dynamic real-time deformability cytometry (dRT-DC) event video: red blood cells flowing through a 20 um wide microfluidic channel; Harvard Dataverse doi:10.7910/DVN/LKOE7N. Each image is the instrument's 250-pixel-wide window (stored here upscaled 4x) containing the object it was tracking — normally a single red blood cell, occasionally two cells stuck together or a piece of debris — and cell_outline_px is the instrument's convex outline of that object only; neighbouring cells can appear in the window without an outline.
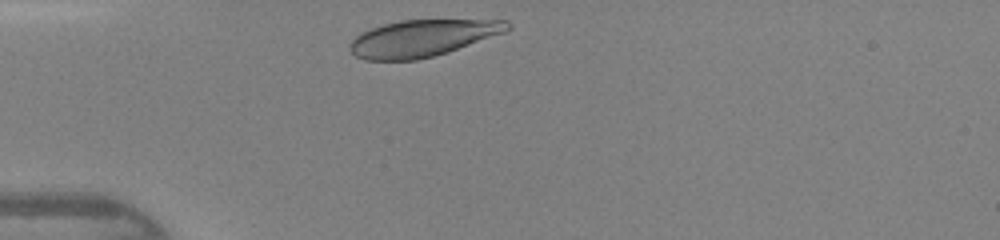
{"species": "human", "species_latin": "Homo sapiens", "temperature_condition": "warm", "stored_images_in_passage": 27, "camera_frame_rate_fps": 3000, "um_per_image_px": 0.085, "donor": {"sex": "female"}, "frame": {"image": 1, "passage_image": 1, "time_ms": 0.0, "image_size_px": [1000, 240], "cell_outline_px": [[512, 28], [504, 32], [448, 52], [416, 60], [364, 60], [356, 56], [352, 52], [352, 40], [360, 32], [384, 24], [400, 20], [508, 20], [512, 24]], "centroid_in_image_um": [35.93, 3.23], "position_along_channel_um": 49.1, "area_um2": 33.41}}
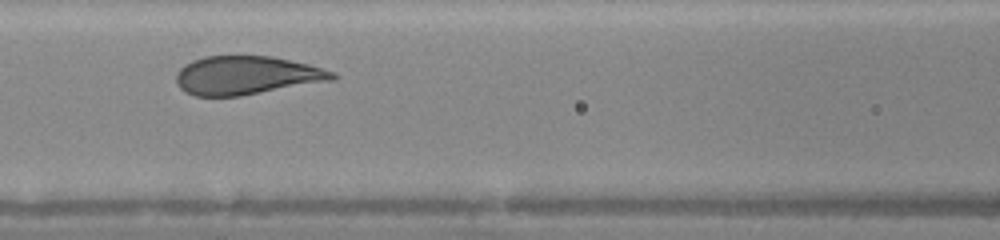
{"frame": {"image": 2, "passage_image": 9, "time_ms": 2.667, "image_size_px": [1000, 240], "cell_outline_px": [[336, 80], [240, 96], [196, 96], [180, 88], [176, 84], [176, 72], [184, 64], [192, 60], [204, 56], [272, 56], [308, 64], [336, 72]], "centroid_in_image_um": [20.97, 6.4], "position_along_channel_um": 145.6, "area_um2": 35.26}}
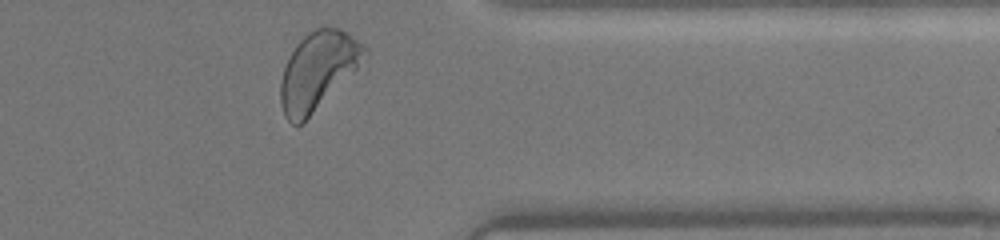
{"frame": {"image": 3, "passage_image": 26, "time_ms": 8.333, "image_size_px": [1000, 240], "cell_outline_px": [[368, 48], [356, 68], [304, 124], [292, 124], [284, 116], [280, 104], [280, 84], [284, 68], [296, 44], [308, 32], [316, 28], [340, 28], [348, 32], [368, 44]], "centroid_in_image_um": [27.01, 6.02], "position_along_channel_um": 384.4, "area_um2": 37.8}, "authors_computed_cell_mechanics": {"area_um2": 36.3562, "velocity_mm_per_s": 4.3384, "shape_relaxation_time_tau1_ms": 2.5376, "shape_relaxation_time_tau2_ms": null, "deformation_change_tau1": 0.1339, "deformation_change_tau2": null}}